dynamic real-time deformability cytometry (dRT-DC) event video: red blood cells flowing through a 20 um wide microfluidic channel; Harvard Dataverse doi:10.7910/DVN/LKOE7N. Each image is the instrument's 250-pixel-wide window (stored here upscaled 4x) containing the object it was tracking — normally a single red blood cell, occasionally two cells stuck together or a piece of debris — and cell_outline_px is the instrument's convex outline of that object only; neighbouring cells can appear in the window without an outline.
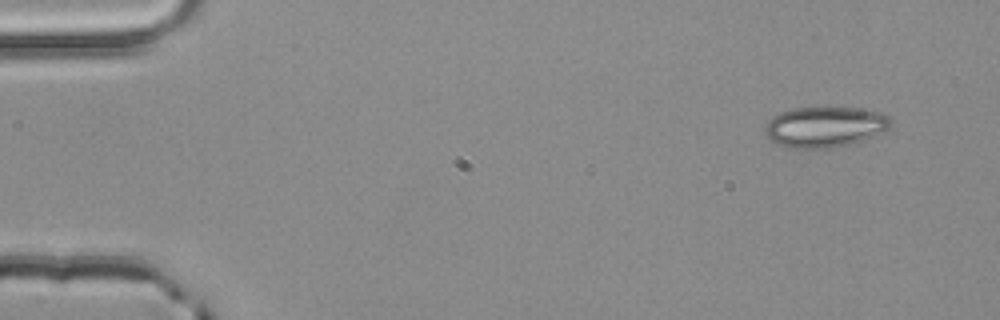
{"species": "common noctule bat (a hibernating species)", "species_latin": "Nyctalus noctula", "temperature_condition": "room temperature", "stored_images_in_passage": 4, "segment_of_instrument_passage": [1, 2], "camera_frame_rate_fps": 3000, "um_per_image_px": 0.085, "animal": {"sex": "male", "body_mass_g": 20.4}, "frame": {"image": 1, "passage_image": 1, "time_ms": 0.0, "image_size_px": [1000, 320], "cell_outline_px": [[892, 124], [888, 128], [872, 136], [840, 148], [788, 148], [776, 144], [768, 136], [764, 128], [768, 120], [772, 116], [780, 112], [792, 108], [852, 108], [880, 112], [888, 116], [892, 120]], "centroid_in_image_um": [70.08, 10.8], "position_along_channel_um": 14.9, "area_um2": 29.71}}